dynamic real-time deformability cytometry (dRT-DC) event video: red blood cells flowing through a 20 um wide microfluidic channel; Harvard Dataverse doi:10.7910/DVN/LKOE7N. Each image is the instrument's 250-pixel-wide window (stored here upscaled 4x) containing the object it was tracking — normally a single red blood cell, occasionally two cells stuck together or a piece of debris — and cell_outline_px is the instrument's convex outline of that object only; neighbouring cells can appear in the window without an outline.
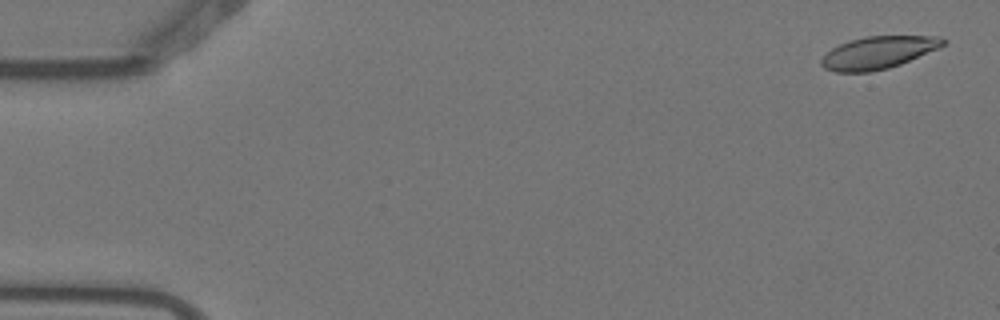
{"species": "Egyptian fruit bat (a non-hibernating species)", "species_latin": "Rousettus aegyptiacus", "temperature_condition": "warm", "stored_images_in_passage": 5, "camera_frame_rate_fps": 3000, "um_per_image_px": 0.085, "animal": {"sex": "female"}, "frame": {"image": 1, "passage_image": 1, "time_ms": 0.0, "image_size_px": [1000, 320], "cell_outline_px": [[948, 40], [940, 48], [900, 64], [888, 68], [868, 72], [836, 72], [824, 68], [820, 64], [820, 60], [832, 48], [840, 44], [864, 36], [940, 36]], "centroid_in_image_um": [74.67, 4.46], "position_along_channel_um": 10.3, "area_um2": 22.95}}
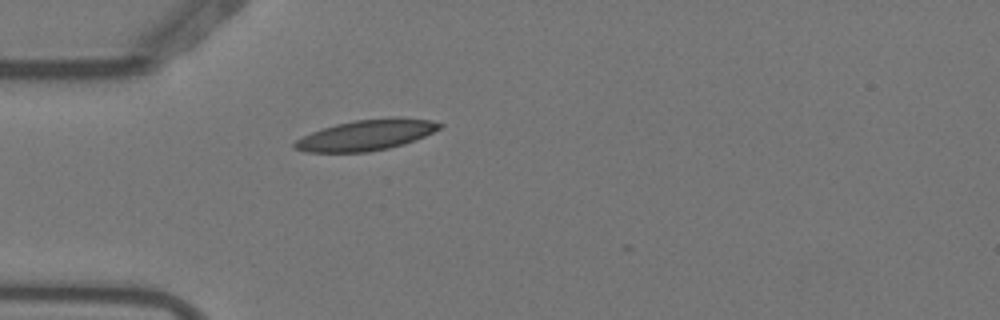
{"frame": {"image": 2, "passage_image": 5, "time_ms": 1.333, "image_size_px": [1000, 320], "cell_outline_px": [[444, 124], [440, 128], [424, 136], [404, 144], [388, 148], [368, 152], [304, 152], [292, 148], [292, 144], [296, 140], [312, 132], [336, 124], [356, 120], [392, 116], [432, 120]], "centroid_in_image_um": [31.13, 11.47], "position_along_channel_um": 53.9, "area_um2": 25.95}}